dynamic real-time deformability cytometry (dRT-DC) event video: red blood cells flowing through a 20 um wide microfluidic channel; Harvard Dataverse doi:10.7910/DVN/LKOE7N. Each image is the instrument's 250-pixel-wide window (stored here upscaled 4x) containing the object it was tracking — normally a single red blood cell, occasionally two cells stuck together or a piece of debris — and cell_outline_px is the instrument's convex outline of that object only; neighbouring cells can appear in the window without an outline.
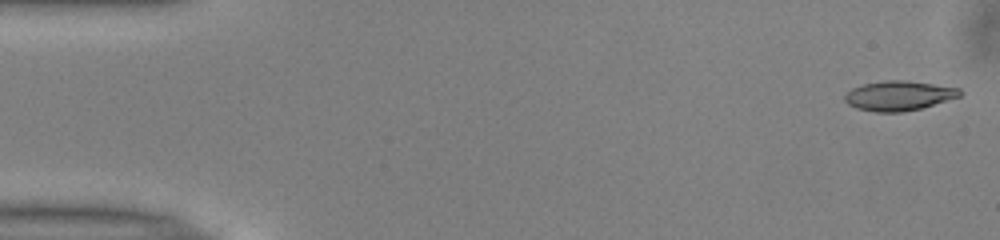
{"species": "common noctule bat (a hibernating species)", "species_latin": "Nyctalus noctula", "temperature_condition": "warm", "stored_images_in_passage": 15, "camera_frame_rate_fps": 3000, "um_per_image_px": 0.085, "animal": {"sex": "male", "body_mass_g": 13.0, "forearm_length_mm": 53.1}, "frame": {"image": 1, "passage_image": 1, "time_ms": 0.0, "image_size_px": [1000, 240], "cell_outline_px": [[964, 92], [960, 96], [920, 108], [900, 112], [876, 112], [856, 108], [848, 104], [844, 100], [844, 96], [852, 88], [864, 84], [884, 80], [904, 80], [960, 88]], "centroid_in_image_um": [76.38, 8.13], "position_along_channel_um": 8.6, "area_um2": 19.71}}
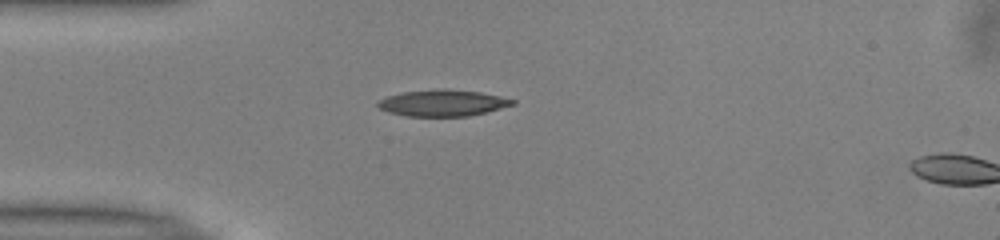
{"frame": {"image": 2, "passage_image": 13, "time_ms": 4.0, "image_size_px": [1000, 240], "cell_outline_px": [[516, 104], [468, 116], [408, 116], [388, 112], [380, 108], [376, 104], [380, 100], [388, 96], [400, 92], [440, 88], [444, 88], [480, 92], [500, 96], [516, 100]], "centroid_in_image_um": [37.63, 8.74], "position_along_channel_um": 47.4, "area_um2": 20.69}}